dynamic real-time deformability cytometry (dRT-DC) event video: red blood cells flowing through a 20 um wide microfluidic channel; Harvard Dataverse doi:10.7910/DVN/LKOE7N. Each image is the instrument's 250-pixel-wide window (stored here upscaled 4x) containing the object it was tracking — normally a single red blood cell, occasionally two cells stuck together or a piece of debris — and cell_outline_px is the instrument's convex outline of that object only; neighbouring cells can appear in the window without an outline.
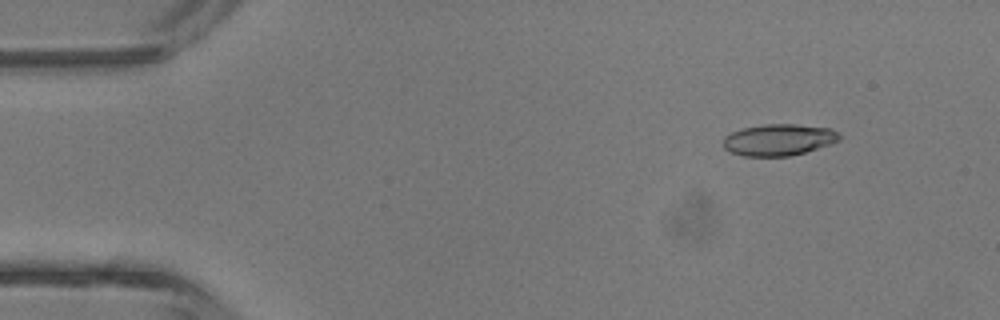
{"species": "common noctule bat (a hibernating species)", "species_latin": "Nyctalus noctula", "temperature_condition": "room temperature", "stored_images_in_passage": 3, "camera_frame_rate_fps": 3000, "um_per_image_px": 0.085, "animal": {"sex": "male", "body_mass_g": 13.3}, "frame": {"image": 1, "passage_image": 1, "time_ms": 0.0, "image_size_px": [1000, 320], "cell_outline_px": [[840, 140], [804, 152], [788, 156], [744, 156], [728, 152], [724, 148], [724, 136], [732, 132], [744, 128], [764, 124], [796, 124], [832, 128], [840, 136]], "centroid_in_image_um": [66.16, 11.88], "position_along_channel_um": 18.8, "area_um2": 21.21}}